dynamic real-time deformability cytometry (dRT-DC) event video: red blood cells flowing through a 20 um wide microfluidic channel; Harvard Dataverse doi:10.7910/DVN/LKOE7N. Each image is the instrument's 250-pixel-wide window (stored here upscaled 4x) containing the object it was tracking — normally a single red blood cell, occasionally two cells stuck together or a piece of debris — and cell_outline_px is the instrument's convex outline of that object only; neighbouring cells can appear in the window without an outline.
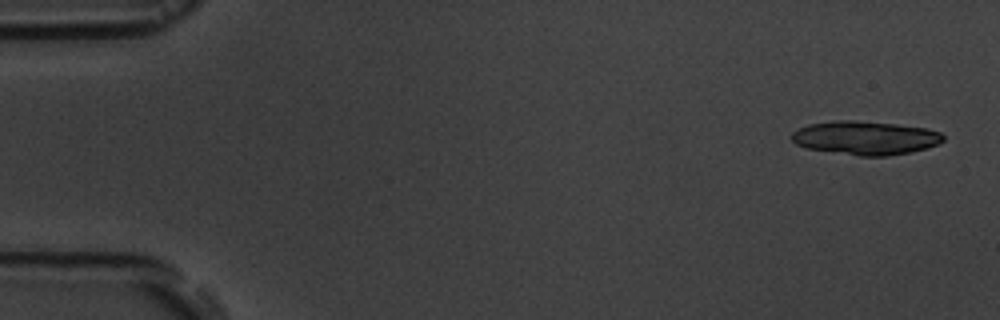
{"species": "common noctule bat (a hibernating species)", "species_latin": "Nyctalus noctula", "temperature_condition": "room temperature", "stored_images_in_passage": 5, "camera_frame_rate_fps": 3000, "um_per_image_px": 0.085, "animal": {"sex": "male", "body_mass_g": 19.5, "forearm_length_mm": 54.6}, "frame": {"image": 1, "passage_image": 1, "time_ms": 0.0, "image_size_px": [1000, 320], "cell_outline_px": [[944, 140], [940, 144], [928, 148], [912, 152], [888, 156], [860, 156], [808, 148], [796, 144], [792, 140], [792, 132], [808, 124], [836, 120], [856, 120], [896, 124], [928, 128], [940, 132], [944, 136]], "centroid_in_image_um": [73.61, 11.72], "position_along_channel_um": 11.4, "area_um2": 29.88}}